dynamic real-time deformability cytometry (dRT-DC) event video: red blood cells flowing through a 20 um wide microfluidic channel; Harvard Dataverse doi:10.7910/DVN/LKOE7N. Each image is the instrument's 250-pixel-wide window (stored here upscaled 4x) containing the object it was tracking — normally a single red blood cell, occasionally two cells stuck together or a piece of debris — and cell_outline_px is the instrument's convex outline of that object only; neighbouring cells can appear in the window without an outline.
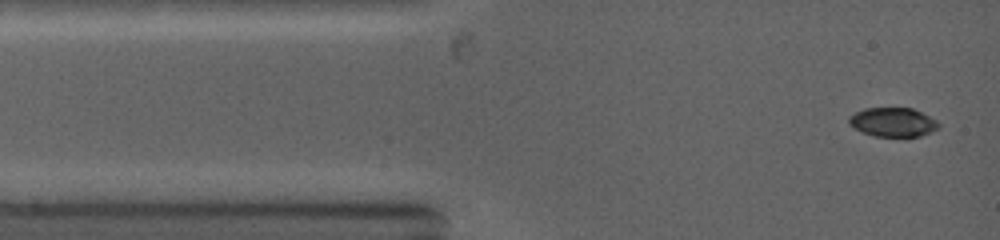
{"species": "common noctule bat (a hibernating species)", "species_latin": "Nyctalus noctula", "temperature_condition": "warm", "stored_images_in_passage": 39, "camera_frame_rate_fps": 5000, "um_per_image_px": 0.085, "animal": {"sex": "female", "body_mass_g": 19.0, "forearm_length_mm": 53.3}, "frame": {"image": 1, "passage_image": 1, "time_ms": 0.0, "image_size_px": [1000, 240], "cell_outline_px": [[940, 124], [932, 132], [920, 136], [876, 136], [864, 132], [848, 124], [848, 116], [864, 108], [912, 108], [936, 120]], "centroid_in_image_um": [75.88, 10.37], "position_along_channel_um": 9.1, "area_um2": 14.97}}
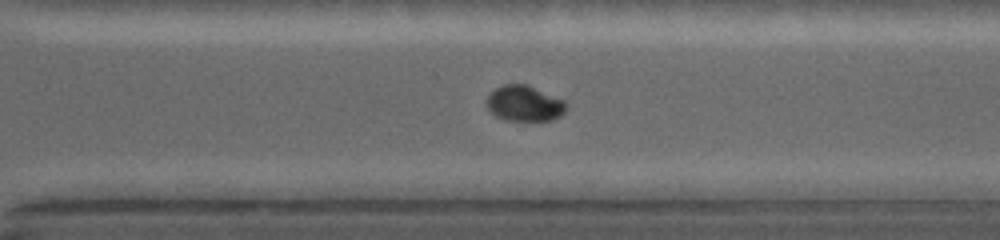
{"frame": {"image": 2, "passage_image": 28, "time_ms": 8.2, "image_size_px": [1000, 240], "cell_outline_px": [[568, 104], [564, 112], [560, 116], [552, 120], [504, 120], [496, 116], [488, 108], [484, 100], [496, 88], [504, 84], [524, 84], [564, 100]], "centroid_in_image_um": [44.56, 8.8], "position_along_channel_um": 326.0, "area_um2": 16.36}}
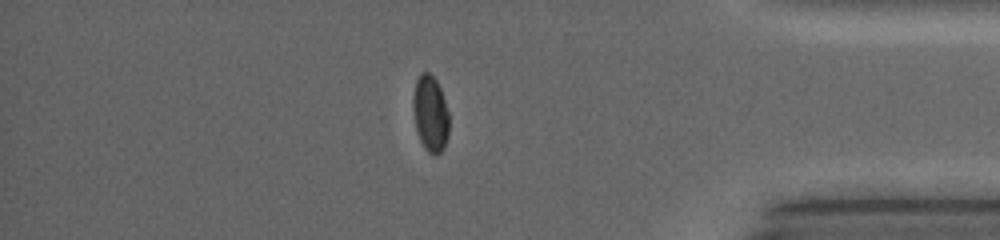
{"frame": {"image": 3, "passage_image": 36, "time_ms": 10.4, "image_size_px": [1000, 240], "cell_outline_px": [[448, 136], [444, 148], [436, 156], [428, 152], [424, 148], [420, 140], [416, 128], [412, 108], [412, 96], [416, 80], [420, 72], [428, 72], [436, 80], [440, 88], [448, 112]], "centroid_in_image_um": [36.56, 9.66], "position_along_channel_um": 398.6, "area_um2": 16.07}}